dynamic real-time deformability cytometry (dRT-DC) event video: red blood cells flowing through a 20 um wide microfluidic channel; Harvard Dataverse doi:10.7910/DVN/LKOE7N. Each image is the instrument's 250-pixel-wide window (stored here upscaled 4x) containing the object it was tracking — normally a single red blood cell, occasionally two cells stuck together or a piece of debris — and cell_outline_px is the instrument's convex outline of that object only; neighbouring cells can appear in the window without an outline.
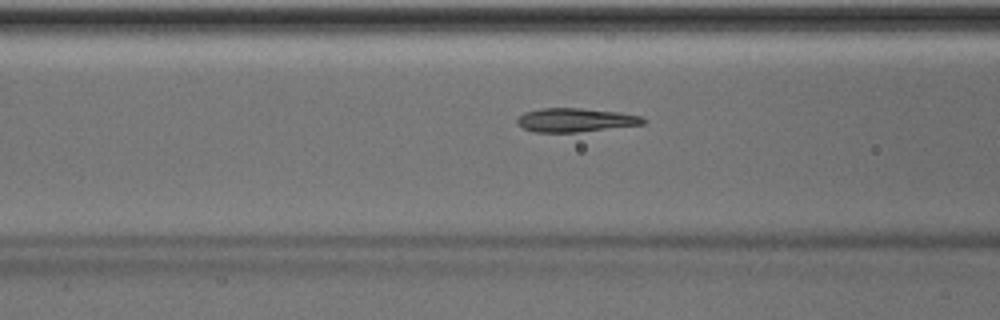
{"species": "Egyptian fruit bat (a non-hibernating species)", "species_latin": "Rousettus aegyptiacus", "temperature_condition": "room temperature", "stored_images_in_passage": 48, "camera_frame_rate_fps": 3000, "um_per_image_px": 0.085, "animal": {"sex": "male"}, "frame": {"image": 1, "passage_image": 18, "time_ms": 5.667, "image_size_px": [1000, 320], "cell_outline_px": [[648, 120], [644, 124], [576, 132], [532, 132], [524, 128], [516, 120], [524, 112], [540, 108], [580, 108], [620, 112], [644, 116]], "centroid_in_image_um": [48.96, 10.19], "position_along_channel_um": 117.6, "area_um2": 17.46}}
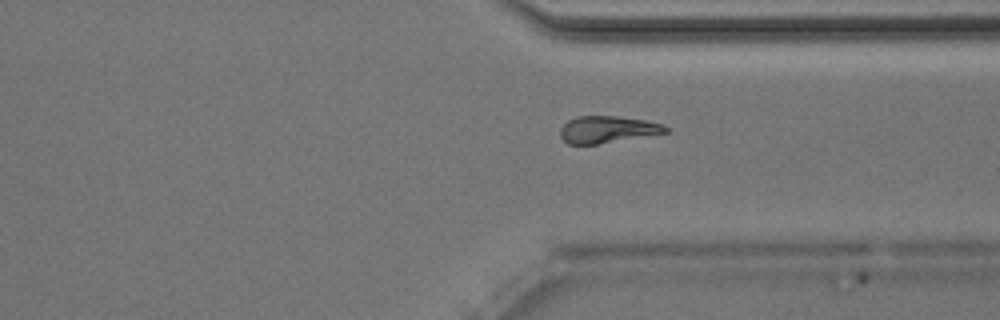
{"frame": {"image": 2, "passage_image": 36, "time_ms": 11.667, "image_size_px": [1000, 320], "cell_outline_px": [[668, 132], [596, 144], [568, 144], [560, 136], [560, 128], [568, 120], [576, 116], [616, 116], [644, 120], [664, 124], [668, 128]], "centroid_in_image_um": [51.61, 10.99], "position_along_channel_um": 359.8, "area_um2": 16.36}}
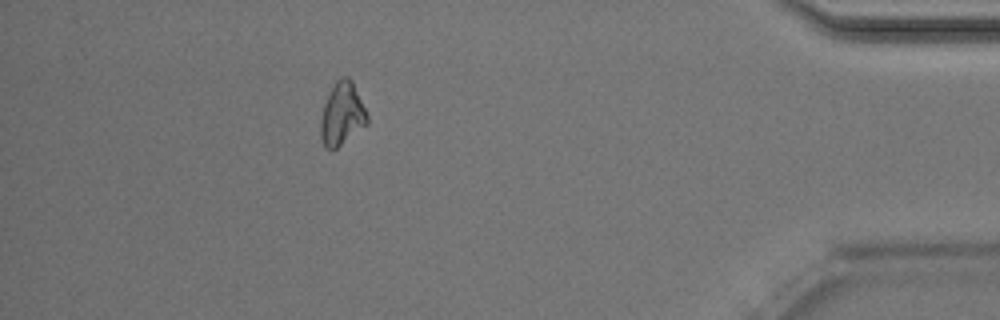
{"frame": {"image": 3, "passage_image": 43, "time_ms": 14.0, "image_size_px": [1000, 320], "cell_outline_px": [[368, 124], [332, 152], [324, 148], [320, 136], [320, 120], [324, 104], [336, 80], [340, 76], [348, 76], [352, 80], [368, 116]], "centroid_in_image_um": [29.06, 9.73], "position_along_channel_um": 406.1, "area_um2": 17.22}, "authors_computed_cell_mechanics": {"area_um2": 17.3111, "velocity_mm_per_s": 4.0374, "shape_relaxation_time_tau1_ms": 7.2191, "shape_relaxation_time_tau2_ms": null, "deformation_change_tau1": 0.1753, "deformation_change_tau2": null}}